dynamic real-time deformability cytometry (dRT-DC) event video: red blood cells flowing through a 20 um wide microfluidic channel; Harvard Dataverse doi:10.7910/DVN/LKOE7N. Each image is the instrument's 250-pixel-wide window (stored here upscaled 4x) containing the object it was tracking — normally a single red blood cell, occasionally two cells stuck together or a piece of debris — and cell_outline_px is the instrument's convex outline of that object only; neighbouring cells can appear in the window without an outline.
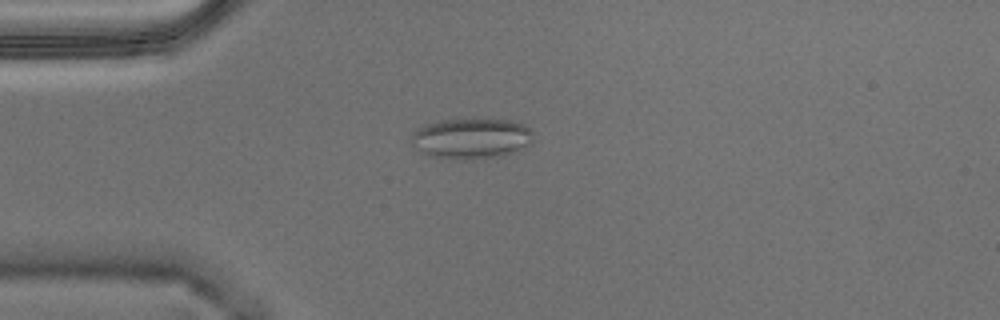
{"species": "Egyptian fruit bat (a non-hibernating species)", "species_latin": "Rousettus aegyptiacus", "temperature_condition": "warm", "stored_images_in_passage": 4, "camera_frame_rate_fps": 3000, "um_per_image_px": 0.085, "animal": {"sex": "male"}, "frame": {"image": 1, "passage_image": 1, "time_ms": 0.0, "image_size_px": [1000, 320], "cell_outline_px": [[532, 140], [528, 144], [512, 152], [500, 156], [472, 160], [428, 156], [416, 148], [412, 144], [412, 136], [416, 128], [424, 124], [440, 120], [508, 120], [524, 124], [532, 132]], "centroid_in_image_um": [40.02, 11.77], "position_along_channel_um": 45.0, "area_um2": 28.5}}